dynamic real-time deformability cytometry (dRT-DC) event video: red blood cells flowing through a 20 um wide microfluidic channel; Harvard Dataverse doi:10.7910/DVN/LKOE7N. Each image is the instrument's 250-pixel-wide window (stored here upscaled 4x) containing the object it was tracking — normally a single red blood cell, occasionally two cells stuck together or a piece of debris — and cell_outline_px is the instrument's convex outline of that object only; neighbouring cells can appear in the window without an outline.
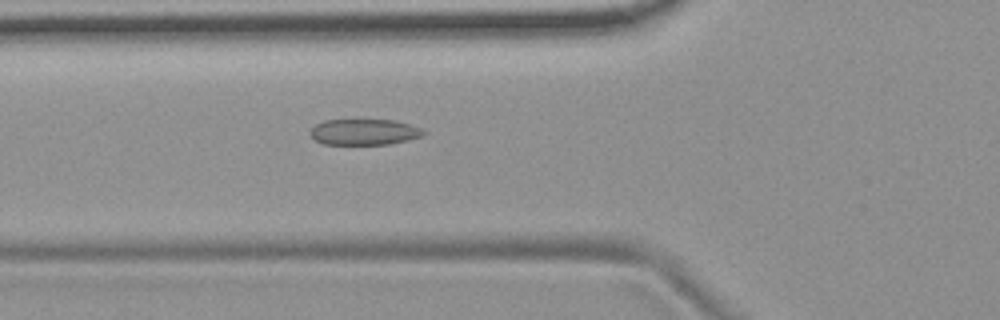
{"species": "common noctule bat (a hibernating species)", "species_latin": "Nyctalus noctula", "temperature_condition": "room temperature", "stored_images_in_passage": 2, "camera_frame_rate_fps": 3000, "um_per_image_px": 0.085, "animal": {"sex": "female", "body_mass_g": 19.9}, "frame": {"image": 1, "passage_image": 2, "time_ms": 1.0, "image_size_px": [1000, 320], "cell_outline_px": [[428, 132], [420, 136], [408, 140], [388, 144], [324, 144], [316, 140], [308, 132], [316, 124], [324, 120], [392, 120], [408, 124], [420, 128]], "centroid_in_image_um": [30.94, 11.22], "position_along_channel_um": 94.9, "area_um2": 16.94}}